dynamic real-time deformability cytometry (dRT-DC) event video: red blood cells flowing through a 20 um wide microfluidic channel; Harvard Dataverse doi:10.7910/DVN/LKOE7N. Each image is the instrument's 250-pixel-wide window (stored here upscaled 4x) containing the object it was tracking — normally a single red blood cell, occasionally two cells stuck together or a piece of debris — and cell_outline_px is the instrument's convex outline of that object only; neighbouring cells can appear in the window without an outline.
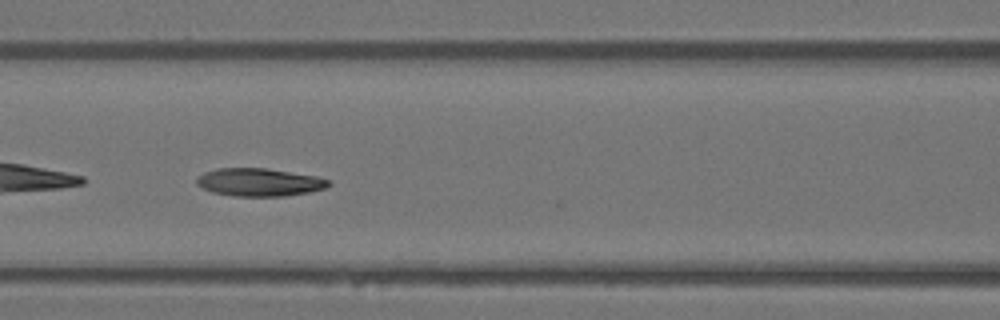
{"species": "Egyptian fruit bat (a non-hibernating species)", "species_latin": "Rousettus aegyptiacus", "temperature_condition": "warm", "stored_images_in_passage": 33, "camera_frame_rate_fps": 3000, "um_per_image_px": 0.085, "animal": {"sex": "female"}, "frame": {"image": 1, "passage_image": 6, "time_ms": 1.667, "image_size_px": [1000, 320], "cell_outline_px": [[332, 184], [324, 188], [308, 192], [284, 196], [232, 196], [212, 192], [196, 184], [196, 176], [204, 172], [216, 168], [264, 168], [316, 176], [328, 180]], "centroid_in_image_um": [21.99, 15.49], "position_along_channel_um": 144.6, "area_um2": 21.39}}